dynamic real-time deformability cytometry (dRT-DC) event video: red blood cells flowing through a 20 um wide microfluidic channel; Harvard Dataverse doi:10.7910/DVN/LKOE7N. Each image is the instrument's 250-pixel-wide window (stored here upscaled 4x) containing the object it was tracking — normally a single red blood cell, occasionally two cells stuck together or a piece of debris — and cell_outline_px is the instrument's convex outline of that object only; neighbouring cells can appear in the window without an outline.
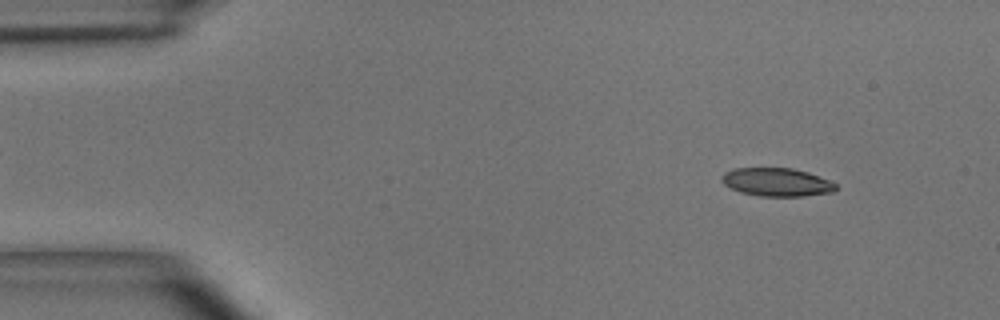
{"species": "common noctule bat (a hibernating species)", "species_latin": "Nyctalus noctula", "temperature_condition": "room temperature", "stored_images_in_passage": 47, "camera_frame_rate_fps": 3000, "um_per_image_px": 0.085, "animal": {"sex": "male", "body_mass_g": 15.6}, "frame": {"image": 1, "passage_image": 2, "time_ms": 0.333, "image_size_px": [1000, 320], "cell_outline_px": [[836, 188], [832, 192], [804, 196], [760, 196], [740, 192], [724, 184], [720, 176], [724, 172], [736, 168], [792, 168], [808, 172], [828, 180], [836, 184]], "centroid_in_image_um": [66.0, 15.48], "position_along_channel_um": 19.0, "area_um2": 18.67}}
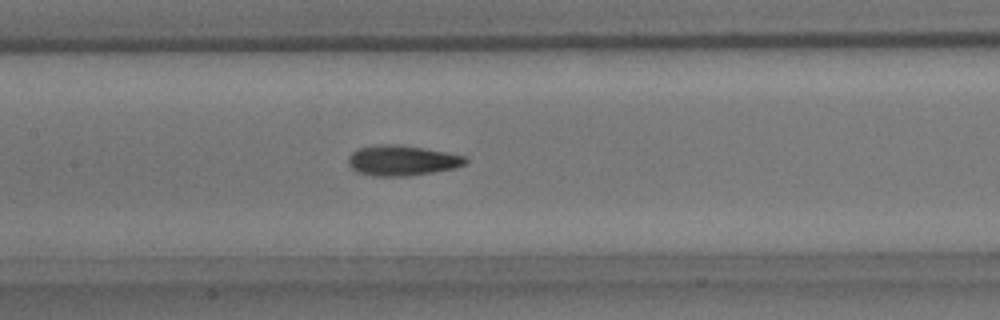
{"frame": {"image": 2, "passage_image": 20, "time_ms": 6.333, "image_size_px": [1000, 320], "cell_outline_px": [[468, 160], [464, 164], [452, 168], [432, 172], [408, 176], [376, 176], [356, 172], [348, 164], [348, 156], [352, 152], [360, 148], [380, 144], [392, 144], [420, 148], [444, 152], [464, 156]], "centroid_in_image_um": [34.11, 13.65], "position_along_channel_um": 173.3, "area_um2": 20.29}}
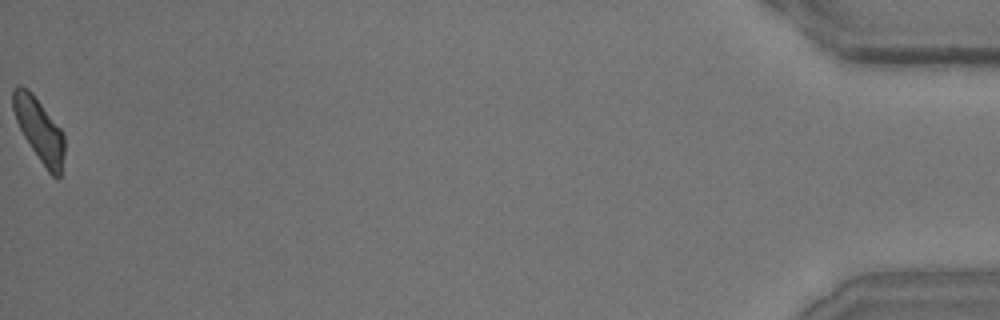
{"frame": {"image": 3, "passage_image": 47, "time_ms": 15.333, "image_size_px": [1000, 320], "cell_outline_px": [[64, 156], [60, 176], [56, 180], [48, 172], [24, 136], [16, 120], [12, 108], [12, 88], [28, 88], [32, 92], [64, 132]], "centroid_in_image_um": [3.36, 11.05], "position_along_channel_um": 431.8, "area_um2": 18.84}, "authors_computed_cell_mechanics": {"area_um2": 19.5364, "velocity_mm_per_s": 3.9602, "shape_relaxation_time_tau1_ms": 5.933, "shape_relaxation_time_tau2_ms": 2.8972, "deformation_change_tau1": 0.1672, "deformation_change_tau2": 0.1057}}